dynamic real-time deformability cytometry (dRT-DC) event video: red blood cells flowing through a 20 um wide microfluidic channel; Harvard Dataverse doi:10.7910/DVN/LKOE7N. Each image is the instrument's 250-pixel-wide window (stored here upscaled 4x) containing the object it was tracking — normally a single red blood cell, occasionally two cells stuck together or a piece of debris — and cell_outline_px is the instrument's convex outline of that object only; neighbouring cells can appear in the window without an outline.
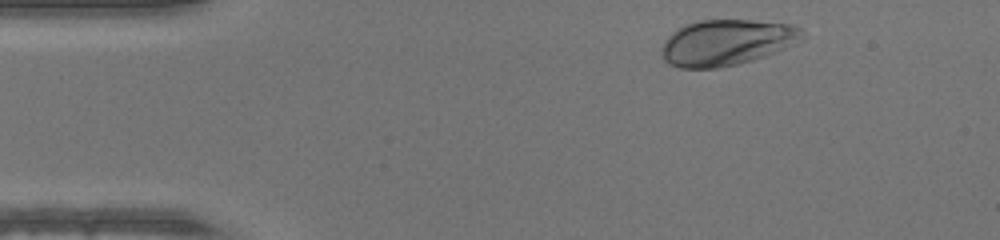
{"species": "human", "species_latin": "Homo sapiens", "temperature_condition": "warm", "stored_images_in_passage": 38, "camera_frame_rate_fps": 3000, "um_per_image_px": 0.085, "donor": {"sex": "male"}, "frame": {"image": 1, "passage_image": 3, "time_ms": 0.667, "image_size_px": [1000, 240], "cell_outline_px": [[804, 40], [776, 52], [752, 60], [720, 68], [680, 68], [668, 64], [664, 60], [660, 52], [660, 48], [664, 40], [676, 28], [684, 24], [700, 20], [752, 20], [792, 24], [800, 28], [804, 32]], "centroid_in_image_um": [61.75, 3.61], "position_along_channel_um": 23.3, "area_um2": 38.09}}
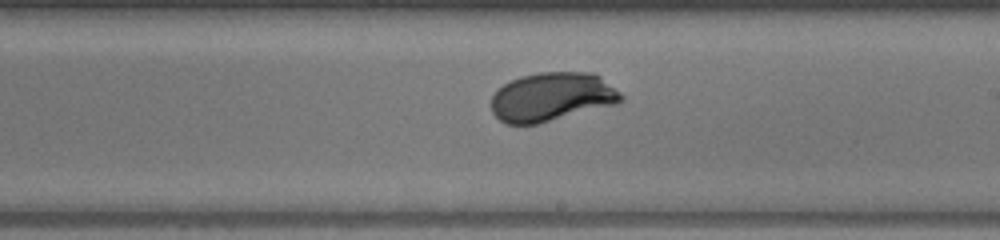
{"frame": {"image": 2, "passage_image": 24, "time_ms": 7.667, "image_size_px": [1000, 240], "cell_outline_px": [[624, 100], [616, 104], [540, 124], [504, 124], [492, 112], [492, 96], [504, 84], [520, 76], [540, 72], [592, 72], [600, 76], [620, 92], [624, 96]], "centroid_in_image_um": [46.93, 8.24], "position_along_channel_um": 242.1, "area_um2": 37.05}}
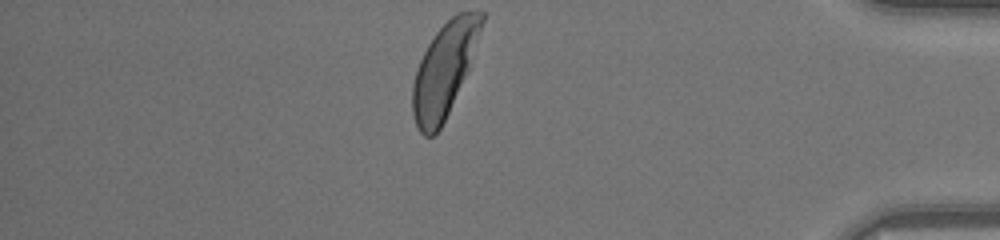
{"frame": {"image": 3, "passage_image": 38, "time_ms": 12.333, "image_size_px": [1000, 240], "cell_outline_px": [[484, 20], [468, 68], [448, 112], [440, 128], [432, 136], [424, 136], [420, 132], [416, 124], [412, 112], [412, 84], [416, 68], [428, 44], [436, 32], [456, 12], [484, 12]], "centroid_in_image_um": [37.72, 5.93], "position_along_channel_um": 397.5, "area_um2": 36.65}}